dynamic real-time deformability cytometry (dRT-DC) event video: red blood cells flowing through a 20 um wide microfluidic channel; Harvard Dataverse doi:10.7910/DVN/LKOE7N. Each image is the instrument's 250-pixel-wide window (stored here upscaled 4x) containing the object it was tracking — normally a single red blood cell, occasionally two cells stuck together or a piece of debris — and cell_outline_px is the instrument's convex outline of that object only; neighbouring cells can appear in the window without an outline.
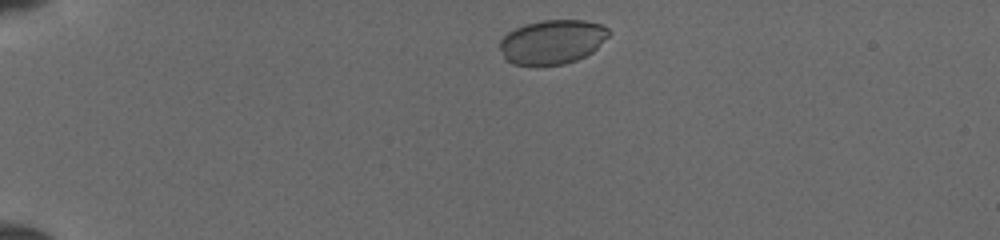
{"species": "common noctule bat (a hibernating species)", "species_latin": "Nyctalus noctula", "temperature_condition": "cold", "stored_images_in_passage": 40, "camera_frame_rate_fps": 3000, "um_per_image_px": 0.085, "animal": {"sex": "female", "body_mass_g": 19.5, "forearm_length_mm": 54.1}, "frame": {"image": 1, "passage_image": 2, "time_ms": 0.333, "image_size_px": [1000, 240], "cell_outline_px": [[608, 36], [592, 52], [576, 60], [564, 64], [512, 64], [504, 60], [500, 48], [500, 40], [508, 32], [524, 24], [544, 20], [584, 20], [600, 24], [608, 28]], "centroid_in_image_um": [46.91, 3.55], "position_along_channel_um": 38.1, "area_um2": 27.8}}
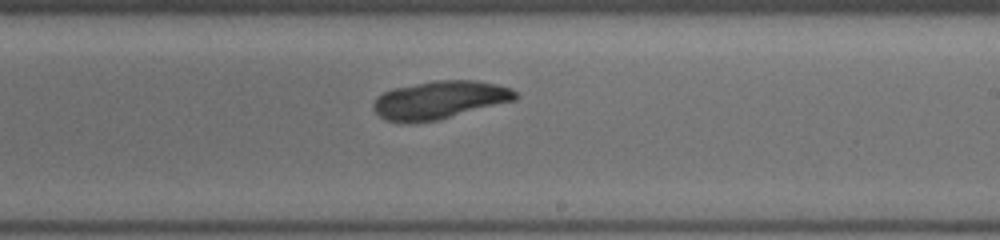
{"frame": {"image": 2, "passage_image": 22, "time_ms": 7.0, "image_size_px": [1000, 240], "cell_outline_px": [[520, 96], [516, 100], [440, 120], [408, 124], [404, 124], [388, 120], [380, 116], [372, 108], [372, 104], [376, 96], [392, 88], [432, 80], [476, 80], [496, 84], [512, 88]], "centroid_in_image_um": [37.37, 8.5], "position_along_channel_um": 251.6, "area_um2": 32.08}}
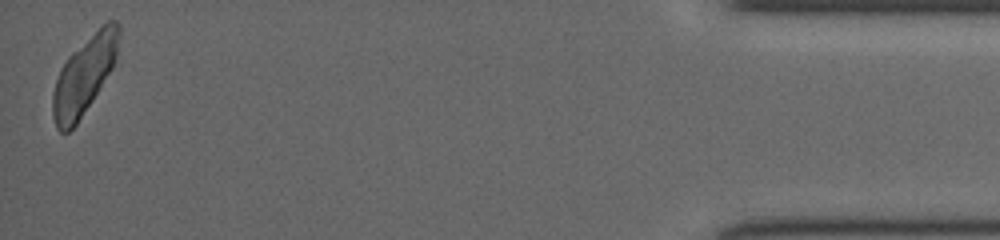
{"frame": {"image": 3, "passage_image": 40, "time_ms": 13.0, "image_size_px": [1000, 240], "cell_outline_px": [[120, 36], [116, 60], [112, 68], [92, 100], [76, 124], [68, 132], [60, 132], [56, 128], [52, 116], [52, 92], [60, 68], [68, 56], [100, 24], [108, 20], [116, 20], [120, 28]], "centroid_in_image_um": [7.16, 6.35], "position_along_channel_um": 428.0, "area_um2": 30.06}}